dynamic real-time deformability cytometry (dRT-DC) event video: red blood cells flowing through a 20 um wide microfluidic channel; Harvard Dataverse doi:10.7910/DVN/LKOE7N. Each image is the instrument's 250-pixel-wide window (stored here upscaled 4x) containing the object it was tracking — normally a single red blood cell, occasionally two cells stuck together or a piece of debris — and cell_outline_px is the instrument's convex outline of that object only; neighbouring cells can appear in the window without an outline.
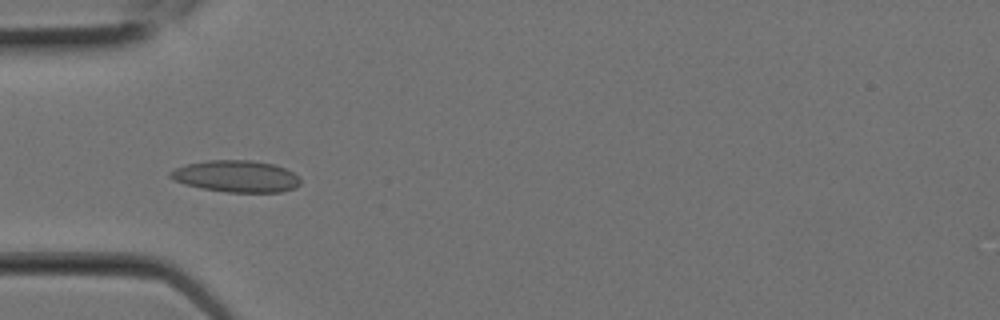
{"species": "Egyptian fruit bat (a non-hibernating species)", "species_latin": "Rousettus aegyptiacus", "temperature_condition": "room temperature", "stored_images_in_passage": 7, "camera_frame_rate_fps": 3000, "um_per_image_px": 0.085, "animal": {"sex": "female"}, "frame": {"image": 1, "passage_image": 6, "time_ms": 1.667, "image_size_px": [1000, 320], "cell_outline_px": [[300, 184], [292, 188], [280, 192], [228, 192], [200, 188], [184, 184], [172, 180], [168, 176], [168, 172], [172, 168], [184, 164], [208, 160], [252, 160], [272, 164], [284, 168], [292, 172], [300, 180]], "centroid_in_image_um": [19.98, 14.98], "position_along_channel_um": 65.0, "area_um2": 24.16}}